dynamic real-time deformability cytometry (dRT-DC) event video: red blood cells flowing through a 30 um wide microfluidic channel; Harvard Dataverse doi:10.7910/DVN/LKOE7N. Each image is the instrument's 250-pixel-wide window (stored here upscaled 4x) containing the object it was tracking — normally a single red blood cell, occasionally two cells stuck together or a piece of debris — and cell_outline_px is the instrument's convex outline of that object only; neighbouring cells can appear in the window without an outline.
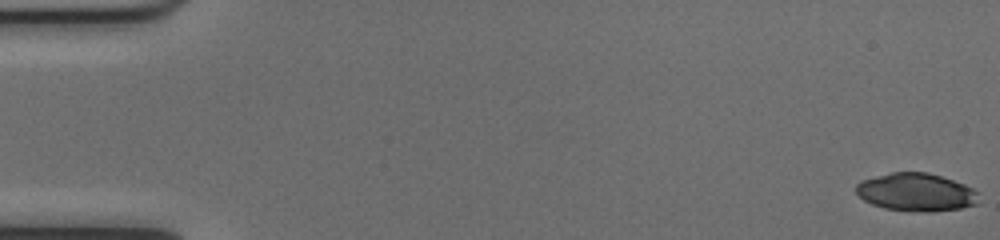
{"species": "common noctule bat (a hibernating species)", "species_latin": "Nyctalus noctula", "temperature_condition": "cold", "stored_images_in_passage": 52, "camera_frame_rate_fps": 3000, "um_per_image_px": 0.085, "animal": {"sex": "female", "body_mass_g": 17.0, "forearm_length_mm": 48.0}, "frame": {"image": 1, "passage_image": 1, "time_ms": 0.0, "image_size_px": [1000, 240], "cell_outline_px": [[980, 204], [960, 208], [932, 212], [924, 212], [884, 208], [872, 204], [864, 200], [856, 192], [856, 184], [860, 180], [892, 172], [928, 172], [964, 184], [980, 192]], "centroid_in_image_um": [77.92, 16.34], "position_along_channel_um": 7.1, "area_um2": 27.34}}
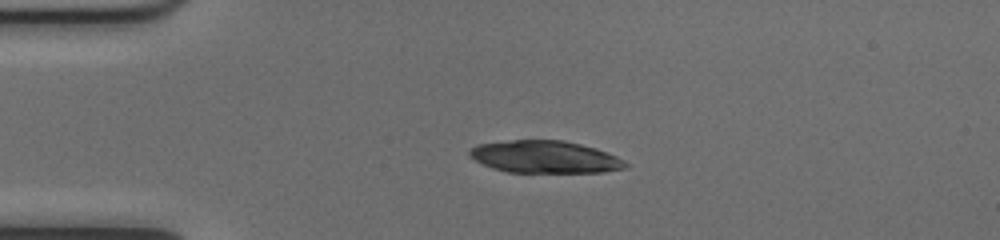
{"frame": {"image": 2, "passage_image": 13, "time_ms": 4.0, "image_size_px": [1000, 240], "cell_outline_px": [[628, 168], [604, 172], [508, 172], [492, 168], [468, 156], [468, 152], [476, 144], [512, 140], [564, 140], [596, 148], [616, 156], [624, 160], [628, 164]], "centroid_in_image_um": [46.33, 13.34], "position_along_channel_um": 38.7, "area_um2": 29.36}}